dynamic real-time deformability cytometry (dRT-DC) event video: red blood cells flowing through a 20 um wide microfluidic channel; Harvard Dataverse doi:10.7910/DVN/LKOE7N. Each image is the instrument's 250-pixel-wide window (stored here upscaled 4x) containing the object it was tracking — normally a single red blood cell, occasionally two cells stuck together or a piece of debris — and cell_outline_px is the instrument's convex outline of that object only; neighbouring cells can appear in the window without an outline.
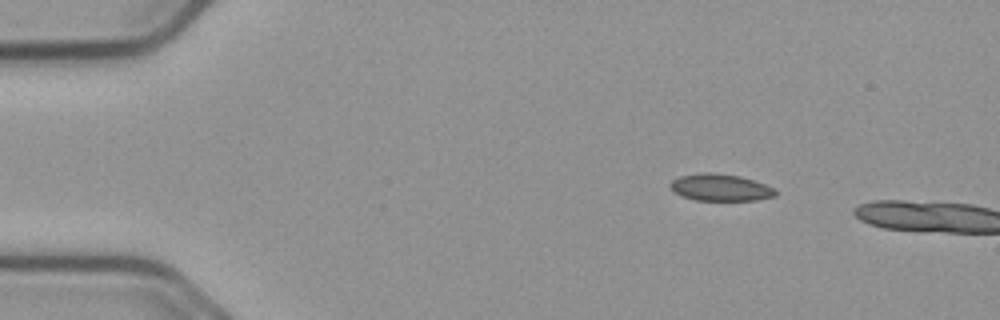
{"species": "common noctule bat (a hibernating species)", "species_latin": "Nyctalus noctula", "temperature_condition": "cold", "stored_images_in_passage": 3, "camera_frame_rate_fps": 3000, "um_per_image_px": 0.085, "animal": {"sex": "male", "body_mass_g": 23.1, "forearm_length_mm": 52.7}, "frame": {"image": 1, "passage_image": 1, "time_ms": 0.0, "image_size_px": [1000, 320], "cell_outline_px": [[776, 196], [756, 200], [696, 200], [684, 196], [676, 192], [668, 184], [672, 180], [680, 176], [704, 172], [708, 172], [740, 176], [764, 184], [772, 188], [776, 192]], "centroid_in_image_um": [61.23, 15.93], "position_along_channel_um": 23.8, "area_um2": 16.18}}